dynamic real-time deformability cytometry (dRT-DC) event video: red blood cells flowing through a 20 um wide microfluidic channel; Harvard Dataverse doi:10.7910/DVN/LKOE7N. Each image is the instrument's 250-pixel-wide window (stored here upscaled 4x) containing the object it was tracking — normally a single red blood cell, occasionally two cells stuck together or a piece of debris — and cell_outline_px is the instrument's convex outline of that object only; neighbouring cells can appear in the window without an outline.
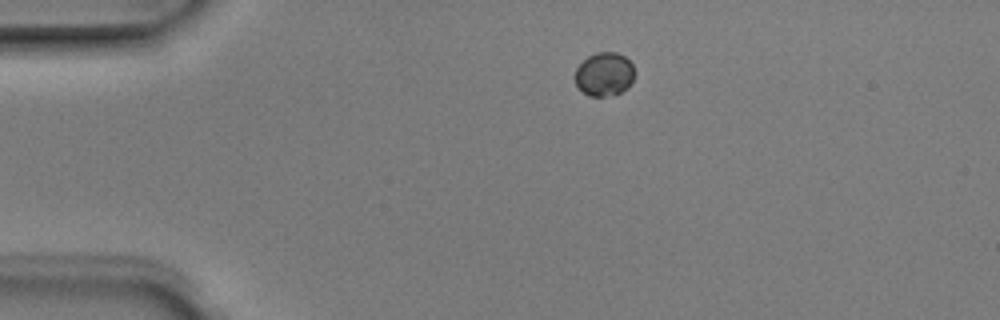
{"species": "Egyptian fruit bat (a non-hibernating species)", "species_latin": "Rousettus aegyptiacus", "temperature_condition": "room temperature", "stored_images_in_passage": 4, "camera_frame_rate_fps": 3000, "um_per_image_px": 0.085, "animal": {"sex": "male"}, "frame": {"image": 1, "passage_image": 1, "time_ms": 0.0, "image_size_px": [1000, 320], "cell_outline_px": [[636, 72], [628, 88], [620, 92], [604, 96], [588, 96], [576, 84], [576, 68], [588, 56], [596, 52], [616, 52], [624, 56], [632, 64]], "centroid_in_image_um": [51.39, 6.29], "position_along_channel_um": 33.6, "area_um2": 15.03}}
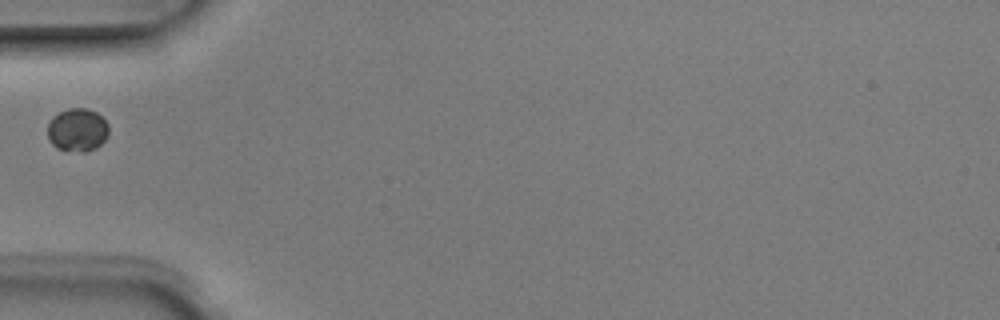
{"frame": {"image": 2, "passage_image": 3, "time_ms": 0.667, "image_size_px": [1000, 320], "cell_outline_px": [[108, 132], [104, 140], [96, 148], [84, 152], [80, 152], [56, 148], [48, 140], [48, 124], [52, 116], [68, 108], [88, 108], [96, 112], [108, 124]], "centroid_in_image_um": [6.56, 11.04], "position_along_channel_um": 78.4, "area_um2": 15.37}}
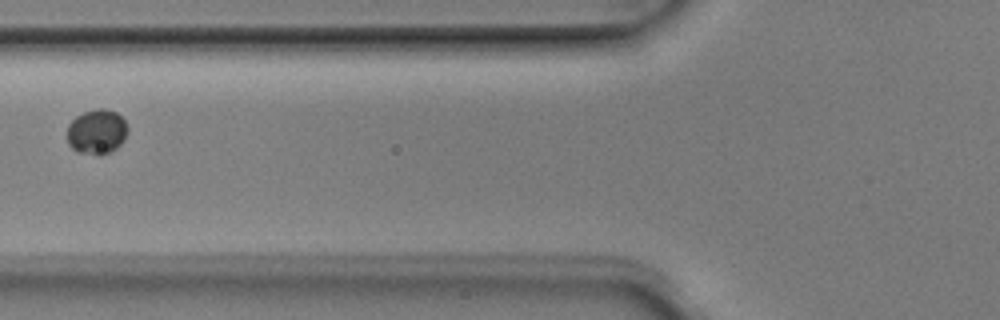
{"frame": {"image": 3, "passage_image": 4, "time_ms": 1.0, "image_size_px": [1000, 320], "cell_outline_px": [[128, 132], [124, 140], [116, 148], [100, 156], [96, 156], [76, 152], [68, 144], [68, 124], [76, 116], [84, 112], [96, 108], [104, 108], [116, 112], [128, 124]], "centroid_in_image_um": [8.23, 11.21], "position_along_channel_um": 117.6, "area_um2": 16.07}}